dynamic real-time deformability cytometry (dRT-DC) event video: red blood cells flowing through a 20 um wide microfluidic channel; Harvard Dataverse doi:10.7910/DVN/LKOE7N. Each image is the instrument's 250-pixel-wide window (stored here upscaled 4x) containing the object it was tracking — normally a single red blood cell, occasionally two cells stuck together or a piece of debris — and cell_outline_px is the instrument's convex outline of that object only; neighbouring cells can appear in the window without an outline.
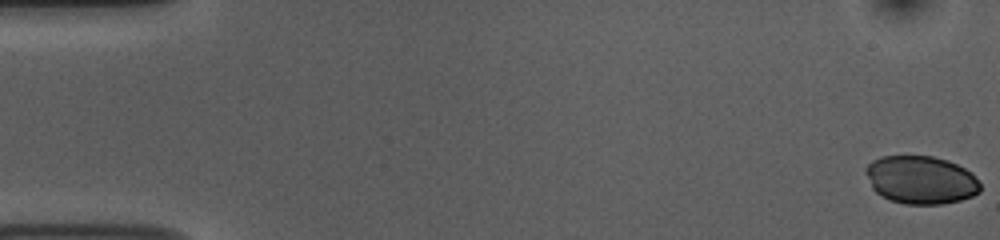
{"species": "common noctule bat (a hibernating species)", "species_latin": "Nyctalus noctula", "temperature_condition": "room temperature", "stored_images_in_passage": 27, "camera_frame_rate_fps": 3000, "um_per_image_px": 0.085, "animal": {"sex": "female", "body_mass_g": 10.0, "forearm_length_mm": 53.1}, "frame": {"image": 1, "passage_image": 1, "time_ms": 0.0, "image_size_px": [1000, 240], "cell_outline_px": [[980, 192], [972, 196], [960, 200], [940, 204], [904, 204], [888, 200], [880, 196], [872, 188], [864, 172], [864, 168], [872, 160], [880, 156], [932, 156], [948, 160], [972, 172], [980, 184]], "centroid_in_image_um": [78.24, 15.29], "position_along_channel_um": 6.8, "area_um2": 32.37}}